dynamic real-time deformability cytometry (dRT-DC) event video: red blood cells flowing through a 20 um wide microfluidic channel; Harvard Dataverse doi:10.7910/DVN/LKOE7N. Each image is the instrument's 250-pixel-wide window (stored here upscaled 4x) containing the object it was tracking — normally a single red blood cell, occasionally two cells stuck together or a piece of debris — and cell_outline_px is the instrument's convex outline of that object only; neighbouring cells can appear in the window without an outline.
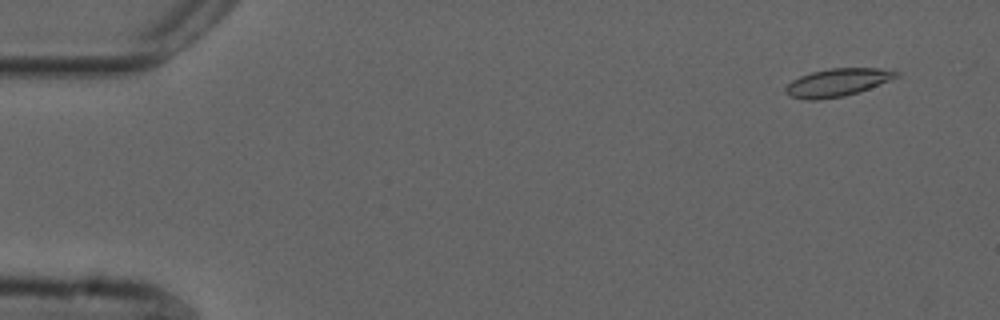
{"species": "common noctule bat (a hibernating species)", "species_latin": "Nyctalus noctula", "temperature_condition": "cold", "stored_images_in_passage": 28, "camera_frame_rate_fps": 3000, "um_per_image_px": 0.085, "animal": {"sex": "male", "forearm_length_mm": 52.5}, "frame": {"image": 1, "passage_image": 4, "time_ms": 1.0, "image_size_px": [1000, 320], "cell_outline_px": [[900, 76], [868, 88], [844, 96], [816, 100], [804, 100], [788, 96], [784, 92], [784, 88], [792, 80], [800, 76], [812, 72], [828, 68], [876, 68], [900, 72]], "centroid_in_image_um": [71.11, 7.01], "position_along_channel_um": 13.9, "area_um2": 17.86}}
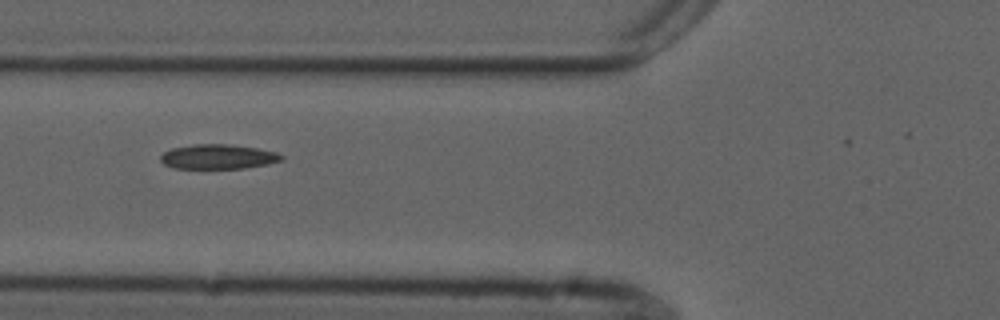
{"frame": {"image": 2, "passage_image": 21, "time_ms": 6.667, "image_size_px": [1000, 320], "cell_outline_px": [[284, 160], [268, 164], [244, 168], [176, 168], [164, 164], [160, 160], [160, 156], [164, 152], [172, 148], [196, 144], [228, 144], [256, 148], [276, 152], [284, 156]], "centroid_in_image_um": [18.56, 13.32], "position_along_channel_um": 107.2, "area_um2": 17.28}}
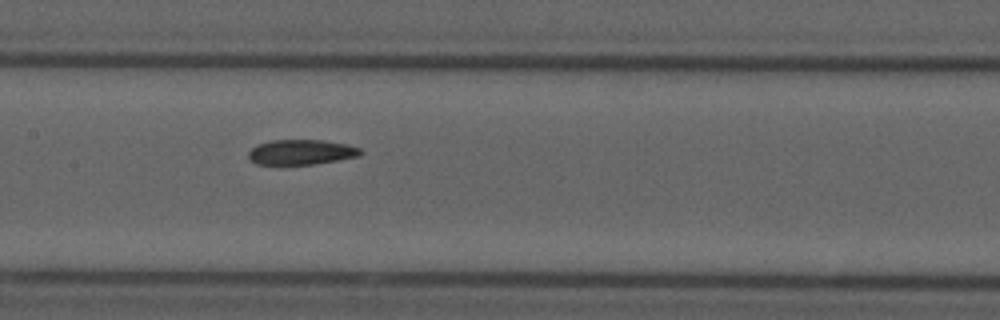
{"frame": {"image": 3, "passage_image": 27, "time_ms": 8.667, "image_size_px": [1000, 320], "cell_outline_px": [[364, 152], [360, 156], [316, 164], [256, 164], [248, 156], [248, 152], [256, 144], [272, 140], [324, 140], [348, 144], [360, 148]], "centroid_in_image_um": [25.64, 12.92], "position_along_channel_um": 181.8, "area_um2": 16.47}}